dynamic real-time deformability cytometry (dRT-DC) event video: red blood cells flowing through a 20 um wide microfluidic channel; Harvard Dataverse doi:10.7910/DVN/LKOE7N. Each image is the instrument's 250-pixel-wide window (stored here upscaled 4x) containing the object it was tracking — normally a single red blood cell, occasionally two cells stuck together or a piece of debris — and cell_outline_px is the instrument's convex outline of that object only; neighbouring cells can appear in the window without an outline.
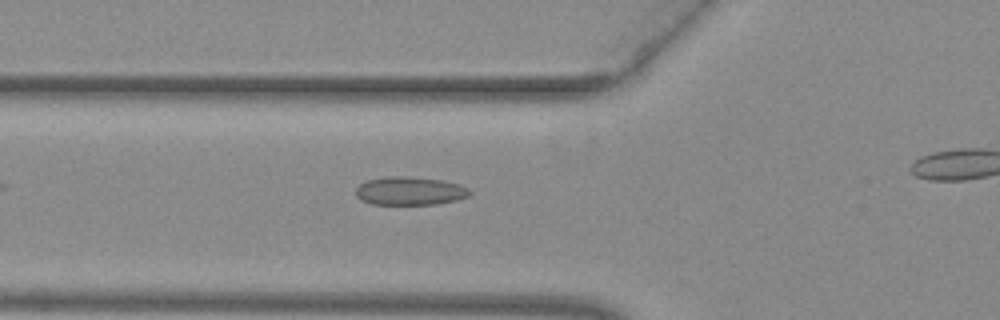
{"species": "common noctule bat (a hibernating species)", "species_latin": "Nyctalus noctula", "temperature_condition": "warm", "stored_images_in_passage": 9, "camera_frame_rate_fps": 3000, "um_per_image_px": 0.085, "animal": {"sex": "female", "body_mass_g": 29.2, "forearm_length_mm": 56.3}, "frame": {"image": 1, "passage_image": 2, "time_ms": 0.333, "image_size_px": [1000, 320], "cell_outline_px": [[472, 192], [468, 196], [456, 200], [436, 204], [372, 204], [360, 200], [356, 196], [356, 188], [360, 184], [368, 180], [388, 176], [408, 176], [440, 180], [460, 184], [468, 188]], "centroid_in_image_um": [34.83, 16.23], "position_along_channel_um": 91.0, "area_um2": 18.79}}
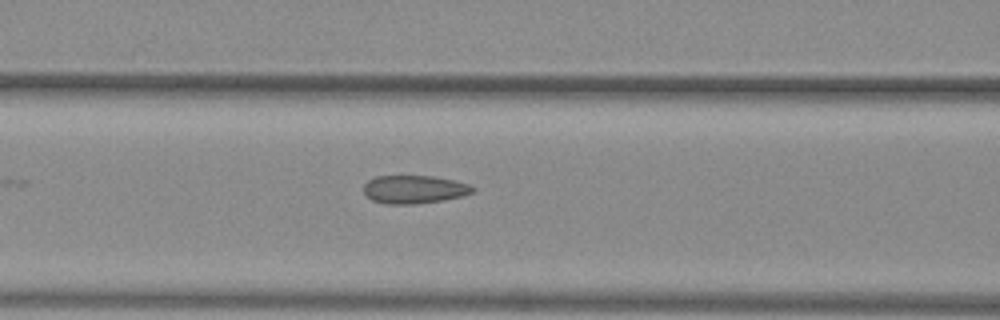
{"frame": {"image": 2, "passage_image": 5, "time_ms": 1.333, "image_size_px": [1000, 320], "cell_outline_px": [[476, 192], [464, 196], [444, 200], [412, 204], [388, 204], [372, 200], [364, 192], [364, 184], [368, 180], [376, 176], [432, 176], [456, 180], [468, 184], [476, 188]], "centroid_in_image_um": [35.26, 16.09], "position_along_channel_um": 131.3, "area_um2": 18.03}}
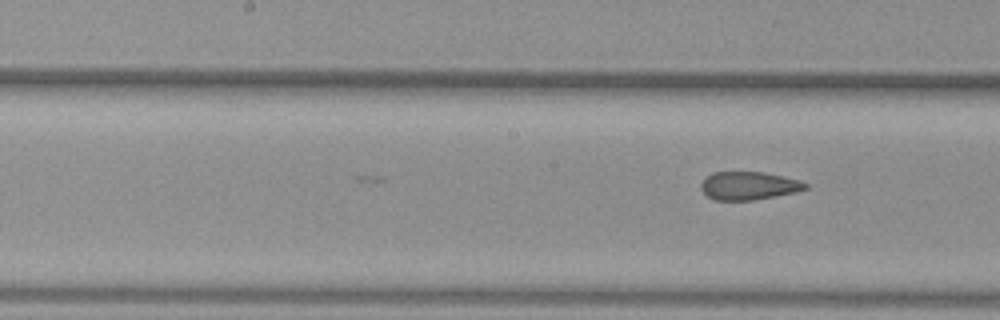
{"frame": {"image": 3, "passage_image": 9, "time_ms": 2.667, "image_size_px": [1000, 320], "cell_outline_px": [[808, 188], [796, 192], [776, 196], [752, 200], [716, 200], [708, 196], [700, 188], [700, 184], [712, 172], [764, 172], [784, 176], [800, 180], [808, 184]], "centroid_in_image_um": [63.67, 15.78], "position_along_channel_um": 184.5, "area_um2": 17.11}}